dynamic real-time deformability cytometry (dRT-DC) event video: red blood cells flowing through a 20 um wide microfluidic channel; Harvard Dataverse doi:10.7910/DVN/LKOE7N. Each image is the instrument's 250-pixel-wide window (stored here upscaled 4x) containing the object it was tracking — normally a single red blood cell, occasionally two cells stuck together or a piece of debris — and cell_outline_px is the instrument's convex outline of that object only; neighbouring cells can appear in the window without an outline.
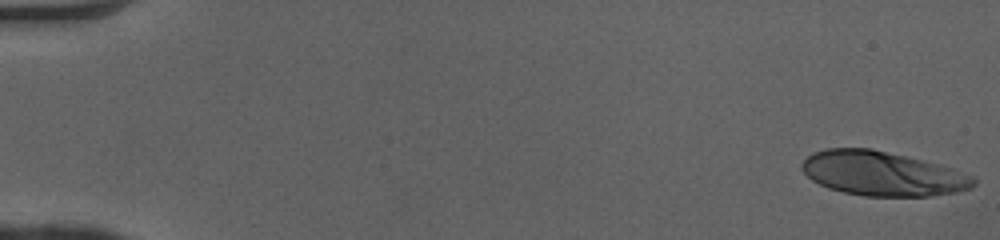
{"species": "human", "species_latin": "Homo sapiens", "temperature_condition": "cold", "stored_images_in_passage": 50, "camera_frame_rate_fps": 3000, "um_per_image_px": 0.085, "donor": {"sex": "female"}, "frame": {"image": 1, "passage_image": 1, "time_ms": 0.0, "image_size_px": [1000, 240], "cell_outline_px": [[976, 184], [972, 188], [956, 192], [928, 196], [864, 196], [844, 192], [828, 188], [812, 180], [800, 168], [800, 164], [812, 152], [824, 148], [872, 148], [920, 160], [976, 176]], "centroid_in_image_um": [74.97, 14.76], "position_along_channel_um": 10.0, "area_um2": 44.16}}
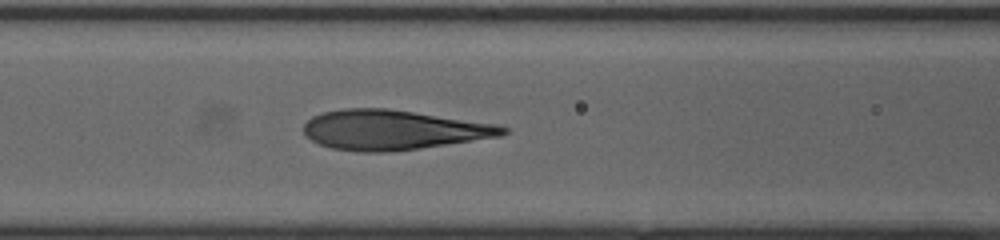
{"frame": {"image": 2, "passage_image": 22, "time_ms": 7.0, "image_size_px": [1000, 240], "cell_outline_px": [[508, 132], [500, 136], [420, 148], [384, 152], [360, 152], [332, 148], [320, 144], [312, 140], [304, 132], [304, 124], [312, 116], [320, 112], [344, 108], [388, 108], [500, 124], [508, 128]], "centroid_in_image_um": [33.42, 11.02], "position_along_channel_um": 133.2, "area_um2": 46.18}}
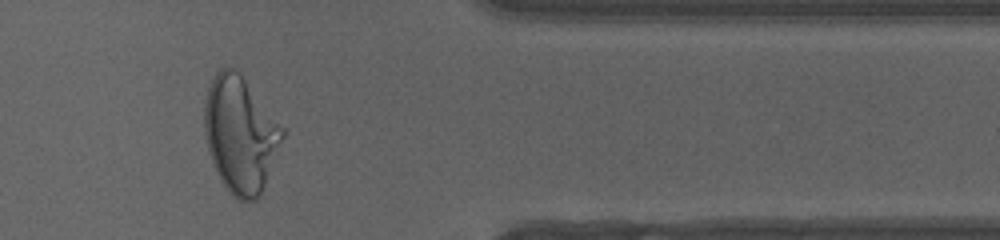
{"frame": {"image": 3, "passage_image": 42, "time_ms": 13.667, "image_size_px": [1000, 240], "cell_outline_px": [[288, 132], [260, 196], [256, 200], [240, 200], [232, 196], [220, 180], [216, 172], [208, 148], [204, 132], [204, 100], [208, 88], [216, 72], [220, 68], [232, 68], [240, 72], [288, 128]], "centroid_in_image_um": [20.5, 11.4], "position_along_channel_um": 390.9, "area_um2": 54.16}, "authors_computed_cell_mechanics": {"area_um2": 45.2574, "velocity_mm_per_s": 4.0977, "shape_relaxation_time_tau1_ms": 5.6056, "shape_relaxation_time_tau2_ms": 0.7416, "deformation_change_tau1": 0.2805, "deformation_change_tau2": 0.0848}}